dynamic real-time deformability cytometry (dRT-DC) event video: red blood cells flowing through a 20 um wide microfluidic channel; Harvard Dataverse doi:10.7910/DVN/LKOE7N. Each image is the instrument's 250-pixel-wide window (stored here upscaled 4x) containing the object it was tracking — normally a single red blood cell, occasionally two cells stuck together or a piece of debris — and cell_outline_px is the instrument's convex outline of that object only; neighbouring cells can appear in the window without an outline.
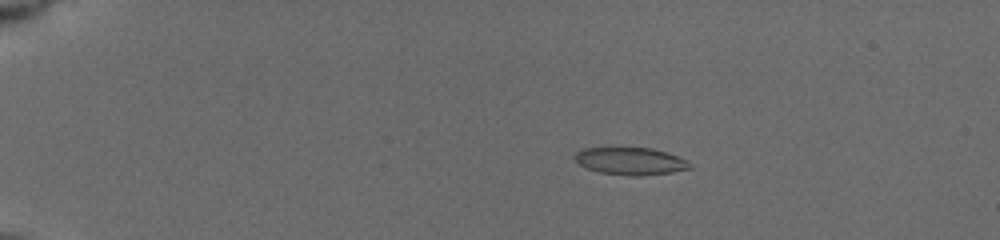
{"species": "common noctule bat (a hibernating species)", "species_latin": "Nyctalus noctula", "temperature_condition": "cold", "stored_images_in_passage": 19, "camera_frame_rate_fps": 3000, "um_per_image_px": 0.085, "animal": {"sex": "female", "body_mass_g": 19.5, "forearm_length_mm": 54.1}, "frame": {"image": 1, "passage_image": 6, "time_ms": 3.0, "image_size_px": [1000, 240], "cell_outline_px": [[692, 168], [672, 172], [640, 176], [632, 176], [600, 172], [588, 168], [580, 164], [576, 160], [576, 152], [584, 148], [652, 148], [676, 156], [684, 160]], "centroid_in_image_um": [53.58, 13.7], "position_along_channel_um": 31.4, "area_um2": 17.86}}
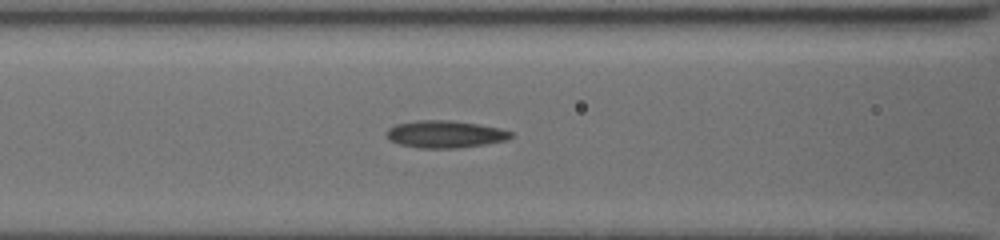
{"frame": {"image": 2, "passage_image": 15, "time_ms": 7.667, "image_size_px": [1000, 240], "cell_outline_px": [[512, 136], [504, 140], [484, 144], [456, 148], [420, 148], [400, 144], [392, 140], [388, 136], [388, 128], [396, 124], [416, 120], [448, 120], [476, 124], [500, 128], [512, 132]], "centroid_in_image_um": [37.83, 11.4], "position_along_channel_um": 128.8, "area_um2": 19.36}}
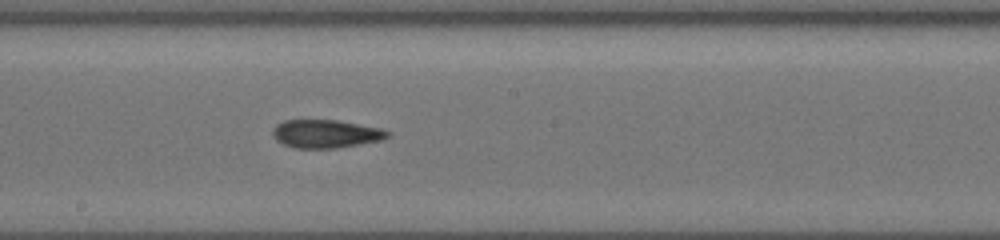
{"frame": {"image": 3, "passage_image": 19, "time_ms": 10.0, "image_size_px": [1000, 240], "cell_outline_px": [[392, 132], [388, 136], [380, 140], [336, 148], [292, 148], [276, 140], [272, 136], [272, 128], [276, 124], [284, 120], [336, 120], [380, 128]], "centroid_in_image_um": [27.64, 11.37], "position_along_channel_um": 220.6, "area_um2": 18.84}}